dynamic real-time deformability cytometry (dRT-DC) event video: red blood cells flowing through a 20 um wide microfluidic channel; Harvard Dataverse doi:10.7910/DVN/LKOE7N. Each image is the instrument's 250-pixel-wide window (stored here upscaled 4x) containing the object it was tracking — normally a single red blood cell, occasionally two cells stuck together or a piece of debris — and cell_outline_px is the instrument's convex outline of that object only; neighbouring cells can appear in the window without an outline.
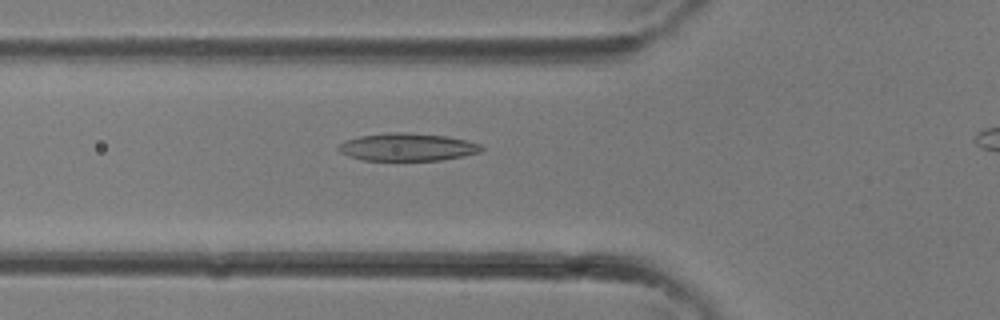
{"species": "common noctule bat (a hibernating species)", "species_latin": "Nyctalus noctula", "temperature_condition": "room temperature", "stored_images_in_passage": 25, "camera_frame_rate_fps": 3000, "um_per_image_px": 0.085, "animal": {"sex": "female"}, "frame": {"image": 1, "passage_image": 7, "time_ms": 2.0, "image_size_px": [1000, 320], "cell_outline_px": [[484, 148], [480, 152], [464, 156], [440, 160], [364, 160], [348, 156], [340, 152], [336, 148], [344, 140], [360, 136], [388, 132], [408, 132], [448, 136], [480, 144]], "centroid_in_image_um": [34.61, 12.49], "position_along_channel_um": 91.2, "area_um2": 23.12}}
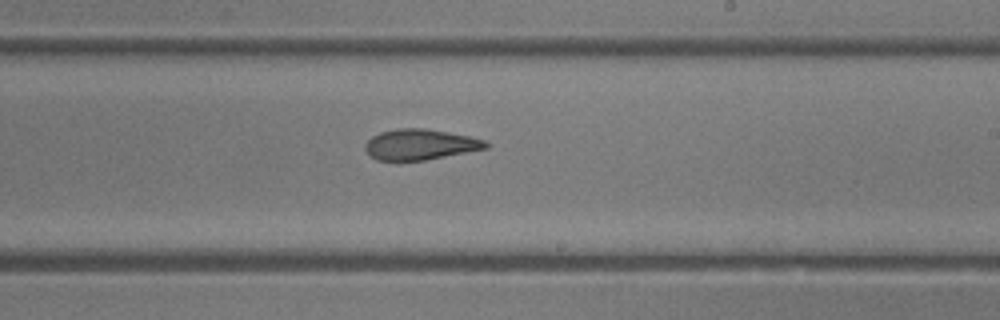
{"frame": {"image": 2, "passage_image": 15, "time_ms": 4.667, "image_size_px": [1000, 320], "cell_outline_px": [[488, 148], [424, 160], [376, 160], [364, 148], [364, 144], [372, 136], [380, 132], [396, 128], [424, 128], [448, 132], [468, 136], [484, 140], [488, 144]], "centroid_in_image_um": [35.69, 12.27], "position_along_channel_um": 253.3, "area_um2": 21.33}}
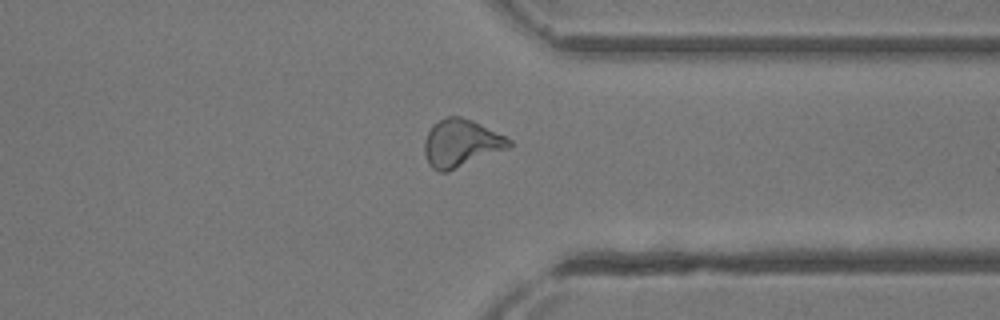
{"frame": {"image": 3, "passage_image": 21, "time_ms": 6.667, "image_size_px": [1000, 320], "cell_outline_px": [[512, 144], [508, 148], [448, 172], [440, 172], [432, 168], [428, 164], [424, 152], [424, 140], [432, 124], [448, 116], [460, 116], [472, 120], [512, 140]], "centroid_in_image_um": [39.15, 12.18], "position_along_channel_um": 372.2, "area_um2": 23.35}}